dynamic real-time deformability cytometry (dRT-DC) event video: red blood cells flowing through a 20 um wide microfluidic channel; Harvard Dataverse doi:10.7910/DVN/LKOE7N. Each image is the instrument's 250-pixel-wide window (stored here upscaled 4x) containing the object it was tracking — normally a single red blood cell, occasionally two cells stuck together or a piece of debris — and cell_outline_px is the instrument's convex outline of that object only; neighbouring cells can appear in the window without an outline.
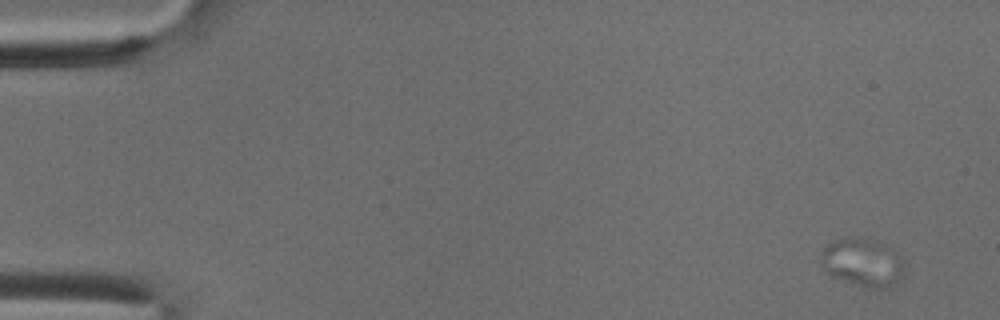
{"species": "common noctule bat (a hibernating species)", "species_latin": "Nyctalus noctula", "temperature_condition": "cold", "stored_images_in_passage": 52, "camera_frame_rate_fps": 3000, "um_per_image_px": 0.085, "animal": {"sex": "male", "body_mass_g": 18.8}, "frame": {"image": 1, "passage_image": 2, "time_ms": 0.333, "image_size_px": [1000, 320], "cell_outline_px": [[904, 272], [896, 280], [884, 288], [868, 288], [852, 284], [832, 276], [824, 268], [820, 256], [820, 252], [832, 240], [848, 236], [852, 236], [868, 240], [880, 244], [888, 248], [900, 256], [904, 260]], "centroid_in_image_um": [73.27, 22.3], "position_along_channel_um": 11.7, "area_um2": 23.0}}
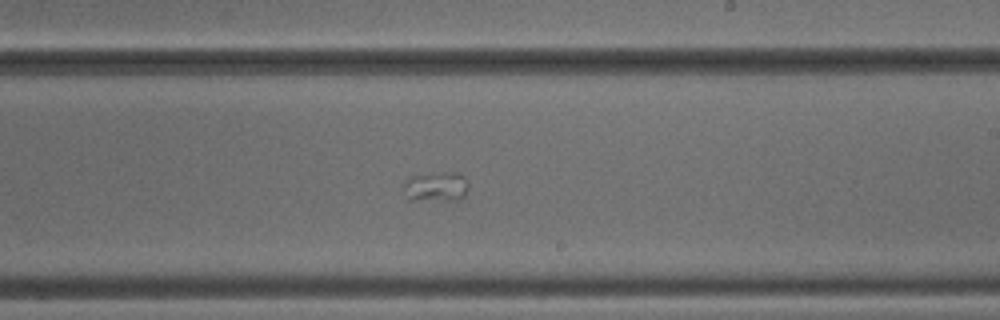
{"frame": {"image": 2, "passage_image": 31, "time_ms": 10.0, "image_size_px": [1000, 320], "cell_outline_px": [[468, 188], [464, 196], [460, 200], [408, 200], [404, 188], [404, 180], [408, 176], [440, 172], [456, 172], [464, 176], [468, 180]], "centroid_in_image_um": [37.07, 15.86], "position_along_channel_um": 251.9, "area_um2": 11.56}}
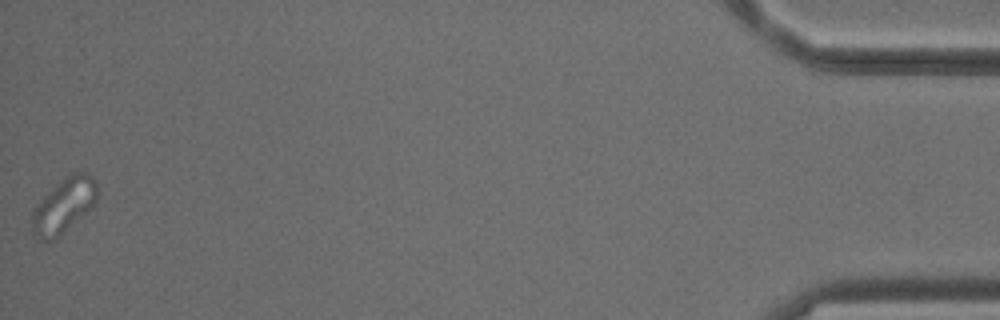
{"frame": {"image": 3, "passage_image": 52, "time_ms": 17.0, "image_size_px": [1000, 320], "cell_outline_px": [[100, 192], [92, 208], [48, 244], [32, 236], [32, 212], [36, 204], [68, 172], [84, 172], [92, 176]], "centroid_in_image_um": [5.42, 17.47], "position_along_channel_um": 429.8, "area_um2": 21.1}}